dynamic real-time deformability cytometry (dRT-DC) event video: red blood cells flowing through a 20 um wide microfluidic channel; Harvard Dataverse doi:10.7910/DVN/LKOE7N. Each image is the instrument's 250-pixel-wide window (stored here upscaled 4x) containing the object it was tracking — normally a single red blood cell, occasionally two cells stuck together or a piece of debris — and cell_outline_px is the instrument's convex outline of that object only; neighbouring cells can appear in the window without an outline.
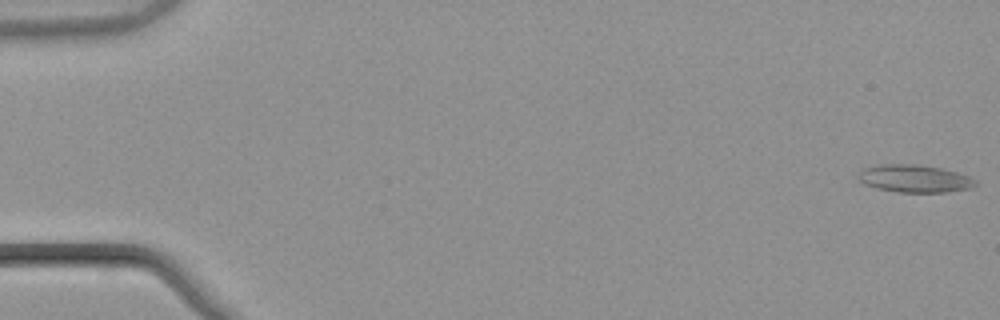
{"species": "common noctule bat (a hibernating species)", "species_latin": "Nyctalus noctula", "temperature_condition": "warm", "stored_images_in_passage": 55, "camera_frame_rate_fps": 3000, "um_per_image_px": 0.085, "animal": {"sex": "male", "body_mass_g": 21.5, "forearm_length_mm": 52.0}, "frame": {"image": 1, "passage_image": 1, "time_ms": 0.0, "image_size_px": [1000, 320], "cell_outline_px": [[976, 184], [968, 188], [944, 192], [896, 192], [876, 188], [864, 184], [856, 176], [856, 172], [864, 168], [880, 164], [916, 164], [940, 168], [956, 172], [968, 176], [976, 180]], "centroid_in_image_um": [77.65, 15.17], "position_along_channel_um": 7.3, "area_um2": 18.79}}
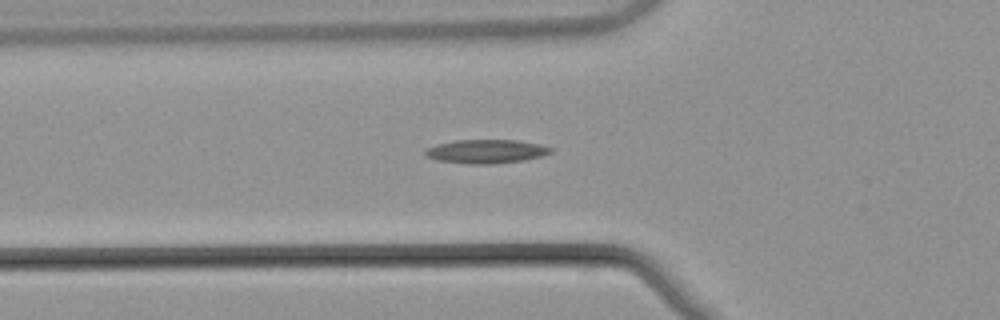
{"frame": {"image": 2, "passage_image": 20, "time_ms": 6.333, "image_size_px": [1000, 320], "cell_outline_px": [[552, 152], [544, 156], [524, 160], [492, 164], [472, 164], [436, 160], [428, 156], [424, 152], [428, 148], [436, 144], [456, 140], [516, 140], [540, 144], [552, 148]], "centroid_in_image_um": [41.36, 12.87], "position_along_channel_um": 84.4, "area_um2": 17.34}}
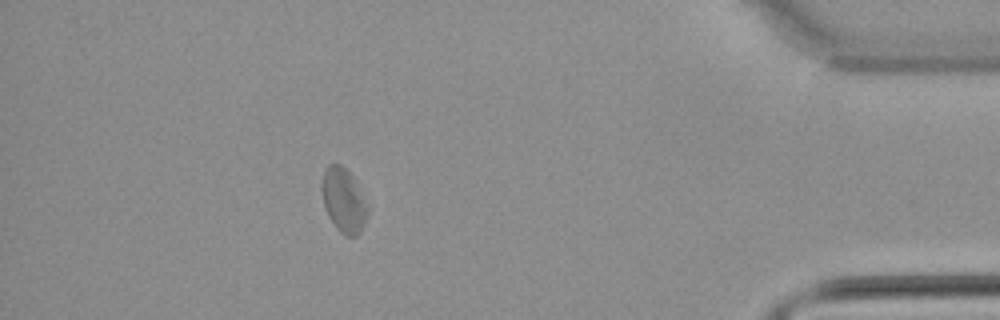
{"frame": {"image": 3, "passage_image": 49, "time_ms": 16.0, "image_size_px": [1000, 320], "cell_outline_px": [[368, 212], [360, 232], [356, 236], [344, 236], [336, 228], [328, 216], [324, 204], [324, 168], [328, 164], [340, 164], [352, 176], [368, 208]], "centroid_in_image_um": [29.22, 17.06], "position_along_channel_um": 406.0, "area_um2": 16.42}, "authors_computed_cell_mechanics": {"area_um2": 16.8198, "velocity_mm_per_s": 3.815, "shape_relaxation_time_tau1_ms": null, "shape_relaxation_time_tau2_ms": 9.5333, "deformation_change_tau1": null, "deformation_change_tau2": 0.1774}}